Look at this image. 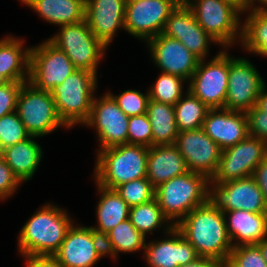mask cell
I'll return each instance as SVG.
<instances>
[{
    "label": "cell",
    "instance_id": "obj_1",
    "mask_svg": "<svg viewBox=\"0 0 267 267\" xmlns=\"http://www.w3.org/2000/svg\"><path fill=\"white\" fill-rule=\"evenodd\" d=\"M175 227L195 248L199 257L225 265L233 246L224 213L209 200L194 208Z\"/></svg>",
    "mask_w": 267,
    "mask_h": 267
},
{
    "label": "cell",
    "instance_id": "obj_2",
    "mask_svg": "<svg viewBox=\"0 0 267 267\" xmlns=\"http://www.w3.org/2000/svg\"><path fill=\"white\" fill-rule=\"evenodd\" d=\"M75 223L58 205L46 203L26 221L18 233V252L23 257L53 256Z\"/></svg>",
    "mask_w": 267,
    "mask_h": 267
},
{
    "label": "cell",
    "instance_id": "obj_3",
    "mask_svg": "<svg viewBox=\"0 0 267 267\" xmlns=\"http://www.w3.org/2000/svg\"><path fill=\"white\" fill-rule=\"evenodd\" d=\"M148 151V147L128 143L96 151L95 183L115 190L129 181L146 178Z\"/></svg>",
    "mask_w": 267,
    "mask_h": 267
},
{
    "label": "cell",
    "instance_id": "obj_4",
    "mask_svg": "<svg viewBox=\"0 0 267 267\" xmlns=\"http://www.w3.org/2000/svg\"><path fill=\"white\" fill-rule=\"evenodd\" d=\"M209 181L206 176L189 171L155 188V199L173 226L208 201Z\"/></svg>",
    "mask_w": 267,
    "mask_h": 267
},
{
    "label": "cell",
    "instance_id": "obj_5",
    "mask_svg": "<svg viewBox=\"0 0 267 267\" xmlns=\"http://www.w3.org/2000/svg\"><path fill=\"white\" fill-rule=\"evenodd\" d=\"M97 82V74L77 69L50 90L57 114L67 129L83 126L89 119Z\"/></svg>",
    "mask_w": 267,
    "mask_h": 267
},
{
    "label": "cell",
    "instance_id": "obj_6",
    "mask_svg": "<svg viewBox=\"0 0 267 267\" xmlns=\"http://www.w3.org/2000/svg\"><path fill=\"white\" fill-rule=\"evenodd\" d=\"M192 10L198 24L218 42V46L231 48L241 42L243 11L228 0H191Z\"/></svg>",
    "mask_w": 267,
    "mask_h": 267
},
{
    "label": "cell",
    "instance_id": "obj_7",
    "mask_svg": "<svg viewBox=\"0 0 267 267\" xmlns=\"http://www.w3.org/2000/svg\"><path fill=\"white\" fill-rule=\"evenodd\" d=\"M48 40L66 53L76 69L94 74H97L98 65L107 49L92 33L85 20L60 26L59 31Z\"/></svg>",
    "mask_w": 267,
    "mask_h": 267
},
{
    "label": "cell",
    "instance_id": "obj_8",
    "mask_svg": "<svg viewBox=\"0 0 267 267\" xmlns=\"http://www.w3.org/2000/svg\"><path fill=\"white\" fill-rule=\"evenodd\" d=\"M15 112L31 136L43 137L59 127L67 128L57 114L50 91L39 90L30 82L23 83Z\"/></svg>",
    "mask_w": 267,
    "mask_h": 267
},
{
    "label": "cell",
    "instance_id": "obj_9",
    "mask_svg": "<svg viewBox=\"0 0 267 267\" xmlns=\"http://www.w3.org/2000/svg\"><path fill=\"white\" fill-rule=\"evenodd\" d=\"M210 61L200 60L188 84L190 90L208 108H224L229 76L228 48H222Z\"/></svg>",
    "mask_w": 267,
    "mask_h": 267
},
{
    "label": "cell",
    "instance_id": "obj_10",
    "mask_svg": "<svg viewBox=\"0 0 267 267\" xmlns=\"http://www.w3.org/2000/svg\"><path fill=\"white\" fill-rule=\"evenodd\" d=\"M75 70L66 53L48 39L30 50L29 81L39 90L50 91Z\"/></svg>",
    "mask_w": 267,
    "mask_h": 267
},
{
    "label": "cell",
    "instance_id": "obj_11",
    "mask_svg": "<svg viewBox=\"0 0 267 267\" xmlns=\"http://www.w3.org/2000/svg\"><path fill=\"white\" fill-rule=\"evenodd\" d=\"M266 85L256 67L246 58L229 53V76L225 109L247 113L256 106L261 89Z\"/></svg>",
    "mask_w": 267,
    "mask_h": 267
},
{
    "label": "cell",
    "instance_id": "obj_12",
    "mask_svg": "<svg viewBox=\"0 0 267 267\" xmlns=\"http://www.w3.org/2000/svg\"><path fill=\"white\" fill-rule=\"evenodd\" d=\"M266 157L267 143L248 135L236 145L222 150L218 169L211 181L226 183L250 177Z\"/></svg>",
    "mask_w": 267,
    "mask_h": 267
},
{
    "label": "cell",
    "instance_id": "obj_13",
    "mask_svg": "<svg viewBox=\"0 0 267 267\" xmlns=\"http://www.w3.org/2000/svg\"><path fill=\"white\" fill-rule=\"evenodd\" d=\"M128 119L108 92L98 98L95 95L90 117L84 125L95 129L100 145L96 151L126 144Z\"/></svg>",
    "mask_w": 267,
    "mask_h": 267
},
{
    "label": "cell",
    "instance_id": "obj_14",
    "mask_svg": "<svg viewBox=\"0 0 267 267\" xmlns=\"http://www.w3.org/2000/svg\"><path fill=\"white\" fill-rule=\"evenodd\" d=\"M208 200L222 212L242 209L252 213H267L263 192L252 176L226 183L210 180Z\"/></svg>",
    "mask_w": 267,
    "mask_h": 267
},
{
    "label": "cell",
    "instance_id": "obj_15",
    "mask_svg": "<svg viewBox=\"0 0 267 267\" xmlns=\"http://www.w3.org/2000/svg\"><path fill=\"white\" fill-rule=\"evenodd\" d=\"M53 256L63 267H94L106 256L103 237L91 226L73 223Z\"/></svg>",
    "mask_w": 267,
    "mask_h": 267
},
{
    "label": "cell",
    "instance_id": "obj_16",
    "mask_svg": "<svg viewBox=\"0 0 267 267\" xmlns=\"http://www.w3.org/2000/svg\"><path fill=\"white\" fill-rule=\"evenodd\" d=\"M177 7L171 0H134L125 6V31L146 41L162 33L170 13Z\"/></svg>",
    "mask_w": 267,
    "mask_h": 267
},
{
    "label": "cell",
    "instance_id": "obj_17",
    "mask_svg": "<svg viewBox=\"0 0 267 267\" xmlns=\"http://www.w3.org/2000/svg\"><path fill=\"white\" fill-rule=\"evenodd\" d=\"M175 145L185 159L189 171L212 179L218 169L222 149L202 127L179 132Z\"/></svg>",
    "mask_w": 267,
    "mask_h": 267
},
{
    "label": "cell",
    "instance_id": "obj_18",
    "mask_svg": "<svg viewBox=\"0 0 267 267\" xmlns=\"http://www.w3.org/2000/svg\"><path fill=\"white\" fill-rule=\"evenodd\" d=\"M146 42L152 62L161 70L160 72L178 75L190 81L200 62L197 56L177 39L162 33Z\"/></svg>",
    "mask_w": 267,
    "mask_h": 267
},
{
    "label": "cell",
    "instance_id": "obj_19",
    "mask_svg": "<svg viewBox=\"0 0 267 267\" xmlns=\"http://www.w3.org/2000/svg\"><path fill=\"white\" fill-rule=\"evenodd\" d=\"M162 34L177 39L200 60L206 59L213 39L196 21L188 6H177L166 21Z\"/></svg>",
    "mask_w": 267,
    "mask_h": 267
},
{
    "label": "cell",
    "instance_id": "obj_20",
    "mask_svg": "<svg viewBox=\"0 0 267 267\" xmlns=\"http://www.w3.org/2000/svg\"><path fill=\"white\" fill-rule=\"evenodd\" d=\"M143 254L148 267H179L200 258L175 226L166 232L163 240L146 242Z\"/></svg>",
    "mask_w": 267,
    "mask_h": 267
},
{
    "label": "cell",
    "instance_id": "obj_21",
    "mask_svg": "<svg viewBox=\"0 0 267 267\" xmlns=\"http://www.w3.org/2000/svg\"><path fill=\"white\" fill-rule=\"evenodd\" d=\"M124 0H85V21L107 48L118 30L125 29Z\"/></svg>",
    "mask_w": 267,
    "mask_h": 267
},
{
    "label": "cell",
    "instance_id": "obj_22",
    "mask_svg": "<svg viewBox=\"0 0 267 267\" xmlns=\"http://www.w3.org/2000/svg\"><path fill=\"white\" fill-rule=\"evenodd\" d=\"M202 128L222 150L236 145L249 135L246 113L225 108L209 109Z\"/></svg>",
    "mask_w": 267,
    "mask_h": 267
},
{
    "label": "cell",
    "instance_id": "obj_23",
    "mask_svg": "<svg viewBox=\"0 0 267 267\" xmlns=\"http://www.w3.org/2000/svg\"><path fill=\"white\" fill-rule=\"evenodd\" d=\"M232 246L256 245L267 236V213L223 212Z\"/></svg>",
    "mask_w": 267,
    "mask_h": 267
},
{
    "label": "cell",
    "instance_id": "obj_24",
    "mask_svg": "<svg viewBox=\"0 0 267 267\" xmlns=\"http://www.w3.org/2000/svg\"><path fill=\"white\" fill-rule=\"evenodd\" d=\"M146 167L147 179L155 188L173 177L189 172L175 144L149 147Z\"/></svg>",
    "mask_w": 267,
    "mask_h": 267
},
{
    "label": "cell",
    "instance_id": "obj_25",
    "mask_svg": "<svg viewBox=\"0 0 267 267\" xmlns=\"http://www.w3.org/2000/svg\"><path fill=\"white\" fill-rule=\"evenodd\" d=\"M35 138L39 137L30 136L2 151V159L21 183L32 179L42 161L43 149Z\"/></svg>",
    "mask_w": 267,
    "mask_h": 267
},
{
    "label": "cell",
    "instance_id": "obj_26",
    "mask_svg": "<svg viewBox=\"0 0 267 267\" xmlns=\"http://www.w3.org/2000/svg\"><path fill=\"white\" fill-rule=\"evenodd\" d=\"M25 40L7 35L0 38V72L10 82H28L30 65V47Z\"/></svg>",
    "mask_w": 267,
    "mask_h": 267
},
{
    "label": "cell",
    "instance_id": "obj_27",
    "mask_svg": "<svg viewBox=\"0 0 267 267\" xmlns=\"http://www.w3.org/2000/svg\"><path fill=\"white\" fill-rule=\"evenodd\" d=\"M44 21L64 26L85 20V0H20Z\"/></svg>",
    "mask_w": 267,
    "mask_h": 267
},
{
    "label": "cell",
    "instance_id": "obj_28",
    "mask_svg": "<svg viewBox=\"0 0 267 267\" xmlns=\"http://www.w3.org/2000/svg\"><path fill=\"white\" fill-rule=\"evenodd\" d=\"M100 194L96 205L97 226H91L101 237L120 222L129 218L130 206L120 197L116 190L104 188L98 184Z\"/></svg>",
    "mask_w": 267,
    "mask_h": 267
},
{
    "label": "cell",
    "instance_id": "obj_29",
    "mask_svg": "<svg viewBox=\"0 0 267 267\" xmlns=\"http://www.w3.org/2000/svg\"><path fill=\"white\" fill-rule=\"evenodd\" d=\"M146 238L129 219L120 222L103 236L105 254L111 259H118L120 253L144 251Z\"/></svg>",
    "mask_w": 267,
    "mask_h": 267
},
{
    "label": "cell",
    "instance_id": "obj_30",
    "mask_svg": "<svg viewBox=\"0 0 267 267\" xmlns=\"http://www.w3.org/2000/svg\"><path fill=\"white\" fill-rule=\"evenodd\" d=\"M147 115L152 127V146L175 144L179 131L175 119L174 105L149 99Z\"/></svg>",
    "mask_w": 267,
    "mask_h": 267
},
{
    "label": "cell",
    "instance_id": "obj_31",
    "mask_svg": "<svg viewBox=\"0 0 267 267\" xmlns=\"http://www.w3.org/2000/svg\"><path fill=\"white\" fill-rule=\"evenodd\" d=\"M242 22L241 47L248 52L267 57V10L247 11Z\"/></svg>",
    "mask_w": 267,
    "mask_h": 267
},
{
    "label": "cell",
    "instance_id": "obj_32",
    "mask_svg": "<svg viewBox=\"0 0 267 267\" xmlns=\"http://www.w3.org/2000/svg\"><path fill=\"white\" fill-rule=\"evenodd\" d=\"M128 219L145 237L148 233L159 231V228H163L166 234L173 227L155 198L147 203L130 207Z\"/></svg>",
    "mask_w": 267,
    "mask_h": 267
},
{
    "label": "cell",
    "instance_id": "obj_33",
    "mask_svg": "<svg viewBox=\"0 0 267 267\" xmlns=\"http://www.w3.org/2000/svg\"><path fill=\"white\" fill-rule=\"evenodd\" d=\"M186 88L185 95L174 105L175 119L179 132L201 128L210 109L188 90V87Z\"/></svg>",
    "mask_w": 267,
    "mask_h": 267
},
{
    "label": "cell",
    "instance_id": "obj_34",
    "mask_svg": "<svg viewBox=\"0 0 267 267\" xmlns=\"http://www.w3.org/2000/svg\"><path fill=\"white\" fill-rule=\"evenodd\" d=\"M186 82L188 81L178 75L161 72L155 83L148 89L149 99L175 105L186 93L183 89Z\"/></svg>",
    "mask_w": 267,
    "mask_h": 267
},
{
    "label": "cell",
    "instance_id": "obj_35",
    "mask_svg": "<svg viewBox=\"0 0 267 267\" xmlns=\"http://www.w3.org/2000/svg\"><path fill=\"white\" fill-rule=\"evenodd\" d=\"M115 190L130 207L147 203L155 198V187L147 177L124 183Z\"/></svg>",
    "mask_w": 267,
    "mask_h": 267
},
{
    "label": "cell",
    "instance_id": "obj_36",
    "mask_svg": "<svg viewBox=\"0 0 267 267\" xmlns=\"http://www.w3.org/2000/svg\"><path fill=\"white\" fill-rule=\"evenodd\" d=\"M108 93L128 117L147 113V104L149 102L148 91L145 94L136 89H127L118 95L112 94L109 91Z\"/></svg>",
    "mask_w": 267,
    "mask_h": 267
},
{
    "label": "cell",
    "instance_id": "obj_37",
    "mask_svg": "<svg viewBox=\"0 0 267 267\" xmlns=\"http://www.w3.org/2000/svg\"><path fill=\"white\" fill-rule=\"evenodd\" d=\"M223 267H267V262L257 245H242L232 248Z\"/></svg>",
    "mask_w": 267,
    "mask_h": 267
},
{
    "label": "cell",
    "instance_id": "obj_38",
    "mask_svg": "<svg viewBox=\"0 0 267 267\" xmlns=\"http://www.w3.org/2000/svg\"><path fill=\"white\" fill-rule=\"evenodd\" d=\"M0 134L3 149L31 136L16 112L6 114L0 118Z\"/></svg>",
    "mask_w": 267,
    "mask_h": 267
},
{
    "label": "cell",
    "instance_id": "obj_39",
    "mask_svg": "<svg viewBox=\"0 0 267 267\" xmlns=\"http://www.w3.org/2000/svg\"><path fill=\"white\" fill-rule=\"evenodd\" d=\"M147 113L129 117L127 143L152 147V129Z\"/></svg>",
    "mask_w": 267,
    "mask_h": 267
},
{
    "label": "cell",
    "instance_id": "obj_40",
    "mask_svg": "<svg viewBox=\"0 0 267 267\" xmlns=\"http://www.w3.org/2000/svg\"><path fill=\"white\" fill-rule=\"evenodd\" d=\"M25 82H9L0 87V118L16 111L20 89Z\"/></svg>",
    "mask_w": 267,
    "mask_h": 267
},
{
    "label": "cell",
    "instance_id": "obj_41",
    "mask_svg": "<svg viewBox=\"0 0 267 267\" xmlns=\"http://www.w3.org/2000/svg\"><path fill=\"white\" fill-rule=\"evenodd\" d=\"M246 115L248 120V134L260 138L267 143V113L254 106Z\"/></svg>",
    "mask_w": 267,
    "mask_h": 267
},
{
    "label": "cell",
    "instance_id": "obj_42",
    "mask_svg": "<svg viewBox=\"0 0 267 267\" xmlns=\"http://www.w3.org/2000/svg\"><path fill=\"white\" fill-rule=\"evenodd\" d=\"M21 184L6 162L0 159V200H7L14 195Z\"/></svg>",
    "mask_w": 267,
    "mask_h": 267
},
{
    "label": "cell",
    "instance_id": "obj_43",
    "mask_svg": "<svg viewBox=\"0 0 267 267\" xmlns=\"http://www.w3.org/2000/svg\"><path fill=\"white\" fill-rule=\"evenodd\" d=\"M27 267H63L60 262L51 255L24 257Z\"/></svg>",
    "mask_w": 267,
    "mask_h": 267
},
{
    "label": "cell",
    "instance_id": "obj_44",
    "mask_svg": "<svg viewBox=\"0 0 267 267\" xmlns=\"http://www.w3.org/2000/svg\"><path fill=\"white\" fill-rule=\"evenodd\" d=\"M252 177L263 192L267 203V157L255 168Z\"/></svg>",
    "mask_w": 267,
    "mask_h": 267
},
{
    "label": "cell",
    "instance_id": "obj_45",
    "mask_svg": "<svg viewBox=\"0 0 267 267\" xmlns=\"http://www.w3.org/2000/svg\"><path fill=\"white\" fill-rule=\"evenodd\" d=\"M179 267H223L219 262L209 258H198L196 261Z\"/></svg>",
    "mask_w": 267,
    "mask_h": 267
},
{
    "label": "cell",
    "instance_id": "obj_46",
    "mask_svg": "<svg viewBox=\"0 0 267 267\" xmlns=\"http://www.w3.org/2000/svg\"><path fill=\"white\" fill-rule=\"evenodd\" d=\"M267 86L265 85L262 89L261 92L259 93V96L257 98V103L256 107L263 111L264 113H267Z\"/></svg>",
    "mask_w": 267,
    "mask_h": 267
},
{
    "label": "cell",
    "instance_id": "obj_47",
    "mask_svg": "<svg viewBox=\"0 0 267 267\" xmlns=\"http://www.w3.org/2000/svg\"><path fill=\"white\" fill-rule=\"evenodd\" d=\"M253 10H267V0H247V11Z\"/></svg>",
    "mask_w": 267,
    "mask_h": 267
},
{
    "label": "cell",
    "instance_id": "obj_48",
    "mask_svg": "<svg viewBox=\"0 0 267 267\" xmlns=\"http://www.w3.org/2000/svg\"><path fill=\"white\" fill-rule=\"evenodd\" d=\"M256 245L260 248L262 256L264 257L265 261L267 262V236Z\"/></svg>",
    "mask_w": 267,
    "mask_h": 267
},
{
    "label": "cell",
    "instance_id": "obj_49",
    "mask_svg": "<svg viewBox=\"0 0 267 267\" xmlns=\"http://www.w3.org/2000/svg\"><path fill=\"white\" fill-rule=\"evenodd\" d=\"M238 6L243 12L247 11V0H228Z\"/></svg>",
    "mask_w": 267,
    "mask_h": 267
},
{
    "label": "cell",
    "instance_id": "obj_50",
    "mask_svg": "<svg viewBox=\"0 0 267 267\" xmlns=\"http://www.w3.org/2000/svg\"><path fill=\"white\" fill-rule=\"evenodd\" d=\"M177 6H188L191 0H171Z\"/></svg>",
    "mask_w": 267,
    "mask_h": 267
},
{
    "label": "cell",
    "instance_id": "obj_51",
    "mask_svg": "<svg viewBox=\"0 0 267 267\" xmlns=\"http://www.w3.org/2000/svg\"><path fill=\"white\" fill-rule=\"evenodd\" d=\"M10 81L0 72V87L6 85Z\"/></svg>",
    "mask_w": 267,
    "mask_h": 267
},
{
    "label": "cell",
    "instance_id": "obj_52",
    "mask_svg": "<svg viewBox=\"0 0 267 267\" xmlns=\"http://www.w3.org/2000/svg\"><path fill=\"white\" fill-rule=\"evenodd\" d=\"M0 150L3 151V145H2V140H1V134H0Z\"/></svg>",
    "mask_w": 267,
    "mask_h": 267
},
{
    "label": "cell",
    "instance_id": "obj_53",
    "mask_svg": "<svg viewBox=\"0 0 267 267\" xmlns=\"http://www.w3.org/2000/svg\"><path fill=\"white\" fill-rule=\"evenodd\" d=\"M125 3H128V2H131V1H134V0H124Z\"/></svg>",
    "mask_w": 267,
    "mask_h": 267
},
{
    "label": "cell",
    "instance_id": "obj_54",
    "mask_svg": "<svg viewBox=\"0 0 267 267\" xmlns=\"http://www.w3.org/2000/svg\"><path fill=\"white\" fill-rule=\"evenodd\" d=\"M0 159H2V151L0 150Z\"/></svg>",
    "mask_w": 267,
    "mask_h": 267
}]
</instances>
